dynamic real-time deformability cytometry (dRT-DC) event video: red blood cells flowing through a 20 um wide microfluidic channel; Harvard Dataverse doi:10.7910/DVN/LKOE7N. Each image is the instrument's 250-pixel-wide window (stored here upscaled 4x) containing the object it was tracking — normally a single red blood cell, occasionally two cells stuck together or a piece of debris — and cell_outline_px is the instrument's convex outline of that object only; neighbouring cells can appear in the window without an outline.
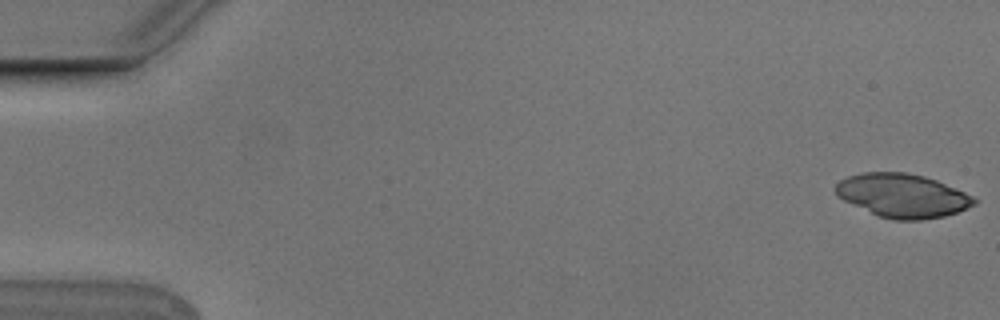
{"species": "Egyptian fruit bat (a non-hibernating species)", "species_latin": "Rousettus aegyptiacus", "temperature_condition": "cold", "stored_images_in_passage": 51, "camera_frame_rate_fps": 3000, "um_per_image_px": 0.085, "animal": {"sex": "male"}, "frame": {"image": 1, "passage_image": 1, "time_ms": 0.0, "image_size_px": [1000, 320], "cell_outline_px": [[980, 200], [976, 204], [956, 212], [944, 216], [924, 220], [892, 220], [876, 216], [836, 196], [836, 184], [840, 180], [848, 176], [864, 172], [904, 172], [924, 176], [936, 180], [964, 192]], "centroid_in_image_um": [76.71, 16.64], "position_along_channel_um": 8.3, "area_um2": 35.32}}
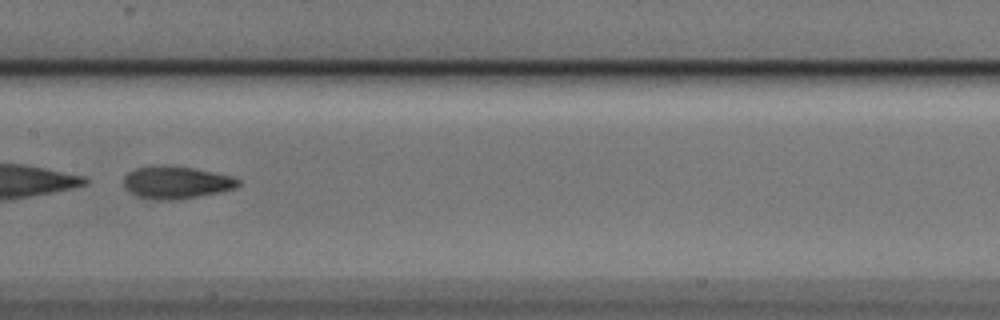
{"frame": {"image": 2, "passage_image": 28, "time_ms": 9.0, "image_size_px": [1000, 320], "cell_outline_px": [[240, 184], [236, 188], [220, 192], [176, 200], [156, 200], [136, 196], [124, 188], [124, 176], [128, 172], [136, 168], [152, 164], [164, 164], [192, 168], [232, 176], [240, 180]], "centroid_in_image_um": [14.94, 15.5], "position_along_channel_um": 192.5, "area_um2": 21.96}}
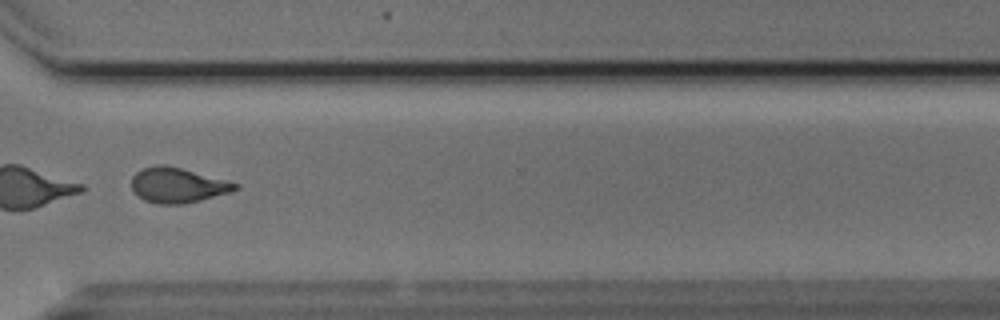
{"frame": {"image": 3, "passage_image": 41, "time_ms": 13.333, "image_size_px": [1000, 320], "cell_outline_px": [[240, 188], [232, 192], [184, 204], [156, 204], [144, 200], [132, 188], [132, 176], [136, 172], [144, 168], [160, 164], [180, 168], [240, 184]], "centroid_in_image_um": [15.12, 15.76], "position_along_channel_um": 355.5, "area_um2": 20.92}}